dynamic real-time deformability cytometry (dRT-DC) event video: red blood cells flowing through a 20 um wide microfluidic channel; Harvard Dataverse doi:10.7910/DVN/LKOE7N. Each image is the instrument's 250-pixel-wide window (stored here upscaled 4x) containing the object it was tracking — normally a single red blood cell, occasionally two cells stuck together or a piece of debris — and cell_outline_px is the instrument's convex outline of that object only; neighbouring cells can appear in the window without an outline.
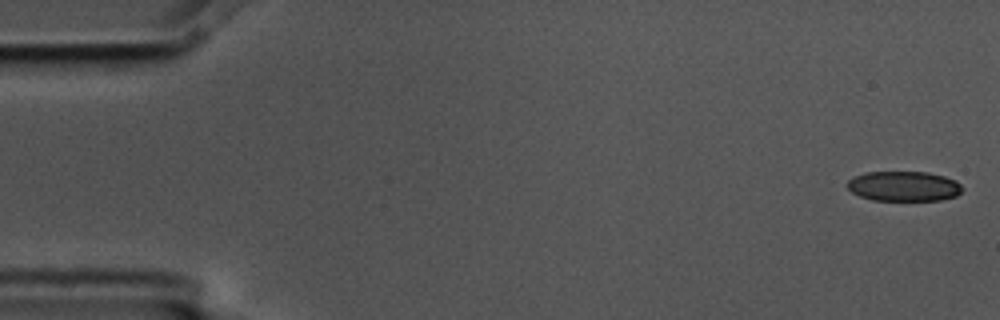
{"species": "common noctule bat (a hibernating species)", "species_latin": "Nyctalus noctula", "temperature_condition": "cold", "stored_images_in_passage": 4, "camera_frame_rate_fps": 3000, "um_per_image_px": 0.085, "animal": {"sex": "male", "body_mass_g": 17.5, "forearm_length_mm": 52.3}, "frame": {"image": 1, "passage_image": 1, "time_ms": 0.0, "image_size_px": [1000, 320], "cell_outline_px": [[964, 188], [956, 196], [940, 200], [872, 200], [860, 196], [852, 192], [848, 188], [848, 180], [852, 176], [868, 172], [928, 172], [944, 176], [956, 180]], "centroid_in_image_um": [76.83, 15.82], "position_along_channel_um": 8.2, "area_um2": 20.11}}